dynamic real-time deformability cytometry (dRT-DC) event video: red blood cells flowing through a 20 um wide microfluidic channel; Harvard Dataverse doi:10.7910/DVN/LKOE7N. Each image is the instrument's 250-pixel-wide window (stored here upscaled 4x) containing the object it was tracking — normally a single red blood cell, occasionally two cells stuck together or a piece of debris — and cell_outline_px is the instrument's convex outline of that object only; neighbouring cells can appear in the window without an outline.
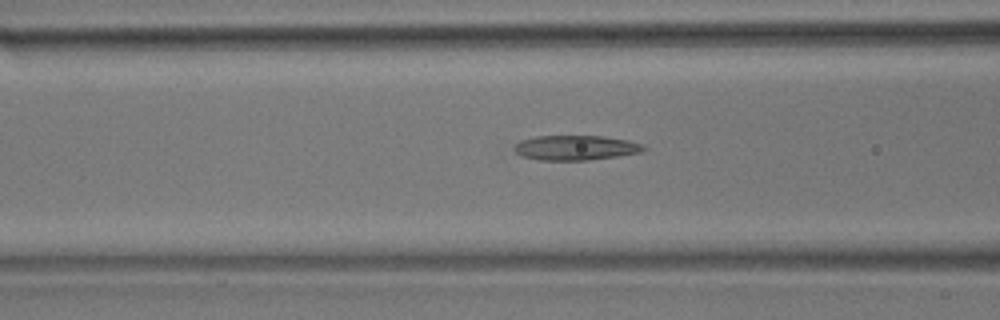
{"species": "common noctule bat (a hibernating species)", "species_latin": "Nyctalus noctula", "temperature_condition": "room temperature", "stored_images_in_passage": 44, "camera_frame_rate_fps": 3000, "um_per_image_px": 0.085, "animal": {"sex": "male", "body_mass_g": 17.9}, "frame": {"image": 1, "passage_image": 13, "time_ms": 4.0, "image_size_px": [1000, 320], "cell_outline_px": [[648, 148], [640, 152], [616, 156], [588, 160], [540, 160], [524, 156], [516, 152], [512, 148], [520, 140], [536, 136], [604, 136], [628, 140], [644, 144]], "centroid_in_image_um": [48.95, 12.55], "position_along_channel_um": 117.7, "area_um2": 18.67}}
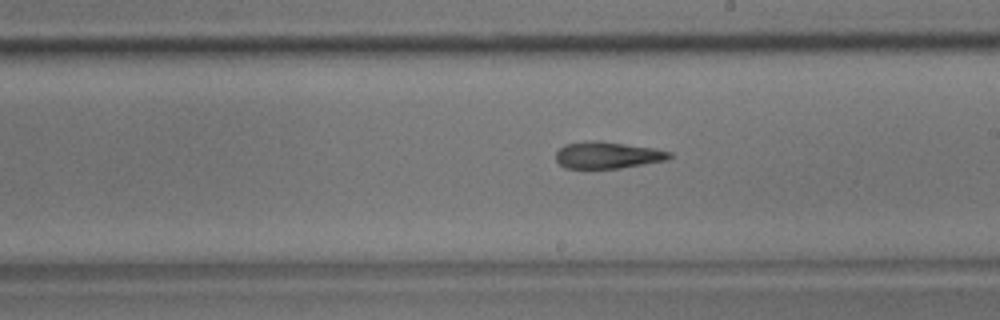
{"frame": {"image": 2, "passage_image": 22, "time_ms": 7.0, "image_size_px": [1000, 320], "cell_outline_px": [[672, 156], [668, 160], [620, 168], [564, 168], [556, 160], [556, 152], [564, 144], [592, 140], [596, 140], [656, 148], [672, 152]], "centroid_in_image_um": [51.66, 13.18], "position_along_channel_um": 237.3, "area_um2": 17.8}}
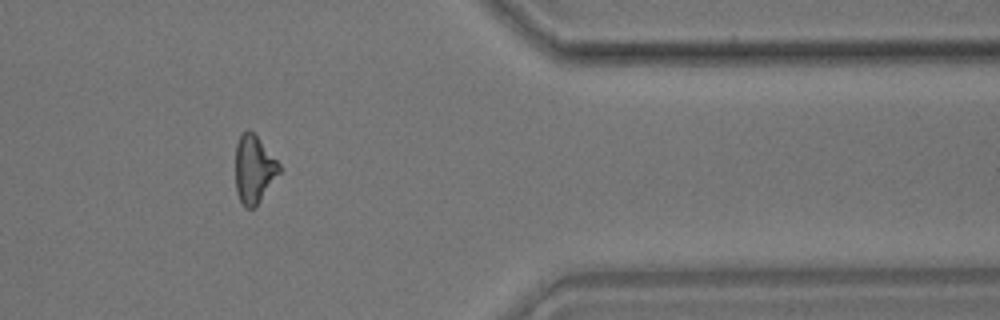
{"frame": {"image": 3, "passage_image": 35, "time_ms": 11.333, "image_size_px": [1000, 320], "cell_outline_px": [[280, 172], [256, 208], [244, 208], [236, 192], [236, 144], [240, 136], [248, 128], [256, 136], [280, 164]], "centroid_in_image_um": [21.58, 14.43], "position_along_channel_um": 389.8, "area_um2": 17.22}, "authors_computed_cell_mechanics": {"area_um2": 18.207, "velocity_mm_per_s": 3.9904, "shape_relaxation_time_tau1_ms": null, "shape_relaxation_time_tau2_ms": 5.9426, "deformation_change_tau1": null, "deformation_change_tau2": 0.1939}}